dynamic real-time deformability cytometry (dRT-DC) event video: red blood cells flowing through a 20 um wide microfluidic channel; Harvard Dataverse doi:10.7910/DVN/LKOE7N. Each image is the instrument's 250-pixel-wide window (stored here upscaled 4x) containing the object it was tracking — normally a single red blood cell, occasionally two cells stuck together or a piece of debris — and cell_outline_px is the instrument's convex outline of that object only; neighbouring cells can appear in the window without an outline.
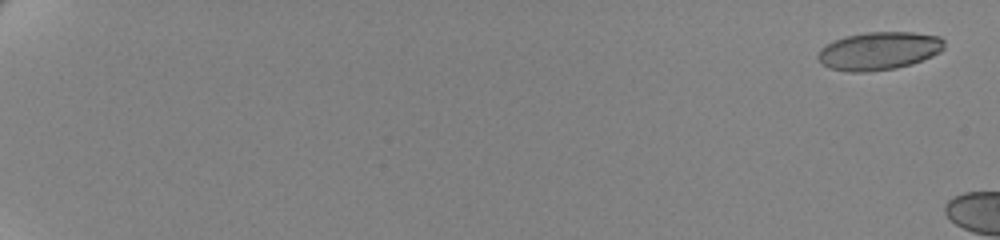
{"species": "human", "species_latin": "Homo sapiens", "temperature_condition": "cold", "stored_images_in_passage": 7, "camera_frame_rate_fps": 3000, "um_per_image_px": 0.085, "donor": {"sex": "female"}, "frame": {"image": 1, "passage_image": 1, "time_ms": 0.0, "image_size_px": [1000, 240], "cell_outline_px": [[944, 48], [940, 52], [932, 56], [912, 64], [896, 68], [864, 72], [852, 72], [828, 68], [820, 64], [816, 56], [820, 48], [844, 36], [868, 32], [912, 32], [940, 36], [944, 40]], "centroid_in_image_um": [74.7, 4.33], "position_along_channel_um": 10.3, "area_um2": 28.15}}